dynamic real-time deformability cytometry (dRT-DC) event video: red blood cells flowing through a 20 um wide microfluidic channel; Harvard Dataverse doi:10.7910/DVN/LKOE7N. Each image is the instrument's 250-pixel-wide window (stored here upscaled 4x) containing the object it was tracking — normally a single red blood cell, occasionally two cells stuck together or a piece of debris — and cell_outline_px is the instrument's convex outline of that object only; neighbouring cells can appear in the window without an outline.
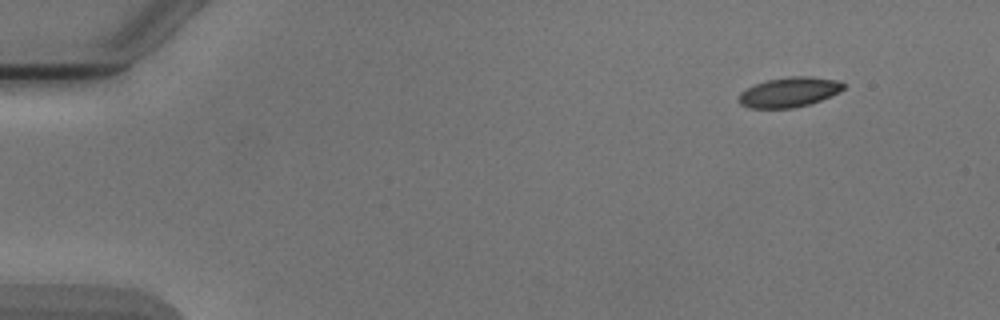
{"species": "Egyptian fruit bat (a non-hibernating species)", "species_latin": "Rousettus aegyptiacus", "temperature_condition": "cold", "stored_images_in_passage": 4, "camera_frame_rate_fps": 3000, "um_per_image_px": 0.085, "animal": {"sex": "male"}, "frame": {"image": 1, "passage_image": 1, "time_ms": 0.0, "image_size_px": [1000, 320], "cell_outline_px": [[844, 88], [840, 92], [820, 100], [808, 104], [792, 108], [748, 108], [740, 104], [736, 100], [740, 92], [756, 84], [768, 80], [792, 76], [808, 76], [840, 80], [844, 84]], "centroid_in_image_um": [67.07, 7.83], "position_along_channel_um": 17.9, "area_um2": 18.21}}
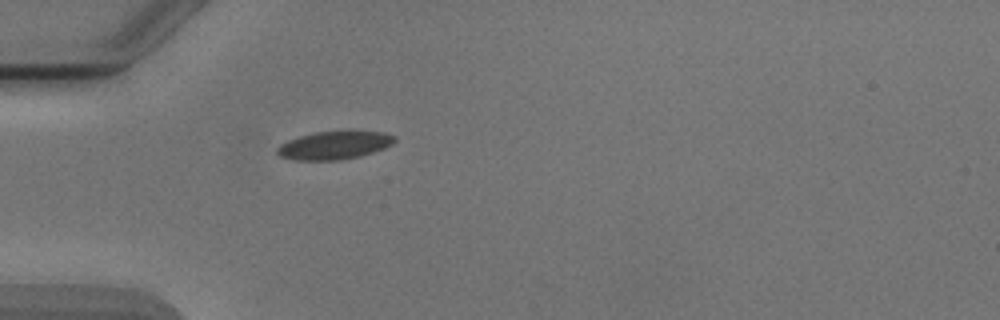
{"frame": {"image": 2, "passage_image": 4, "time_ms": 3.667, "image_size_px": [1000, 320], "cell_outline_px": [[396, 140], [392, 144], [384, 148], [360, 156], [336, 160], [292, 160], [280, 156], [276, 152], [276, 148], [280, 144], [288, 140], [300, 136], [316, 132], [352, 128], [384, 132], [396, 136]], "centroid_in_image_um": [28.46, 12.3], "position_along_channel_um": 56.5, "area_um2": 19.94}}